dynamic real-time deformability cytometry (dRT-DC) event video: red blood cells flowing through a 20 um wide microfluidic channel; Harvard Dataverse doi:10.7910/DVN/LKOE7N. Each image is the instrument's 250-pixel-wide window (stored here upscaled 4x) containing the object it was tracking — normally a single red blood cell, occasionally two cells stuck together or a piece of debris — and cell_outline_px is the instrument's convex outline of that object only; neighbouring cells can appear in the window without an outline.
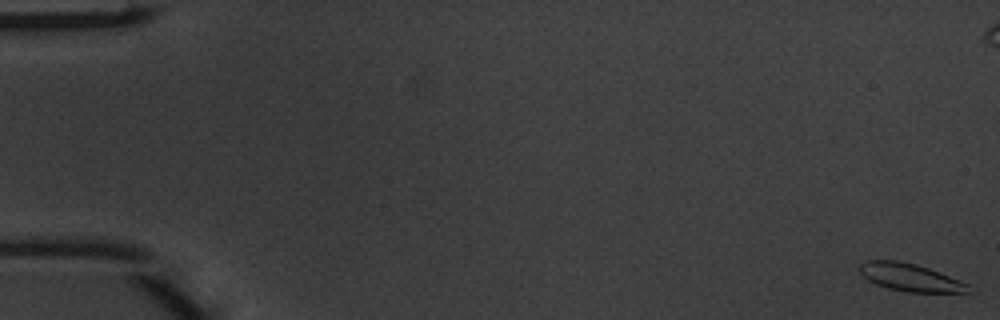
{"species": "common noctule bat (a hibernating species)", "species_latin": "Nyctalus noctula", "temperature_condition": "warm", "stored_images_in_passage": 6, "camera_frame_rate_fps": 3000, "um_per_image_px": 0.085, "animal": {"sex": "male", "body_mass_g": 20.1, "forearm_length_mm": 53.5}, "frame": {"image": 1, "passage_image": 1, "time_ms": 0.0, "image_size_px": [1000, 320], "cell_outline_px": [[968, 292], [908, 292], [888, 288], [876, 284], [868, 280], [860, 272], [860, 264], [868, 260], [900, 260], [916, 264], [940, 272], [968, 284]], "centroid_in_image_um": [77.33, 23.56], "position_along_channel_um": 7.7, "area_um2": 17.28}}